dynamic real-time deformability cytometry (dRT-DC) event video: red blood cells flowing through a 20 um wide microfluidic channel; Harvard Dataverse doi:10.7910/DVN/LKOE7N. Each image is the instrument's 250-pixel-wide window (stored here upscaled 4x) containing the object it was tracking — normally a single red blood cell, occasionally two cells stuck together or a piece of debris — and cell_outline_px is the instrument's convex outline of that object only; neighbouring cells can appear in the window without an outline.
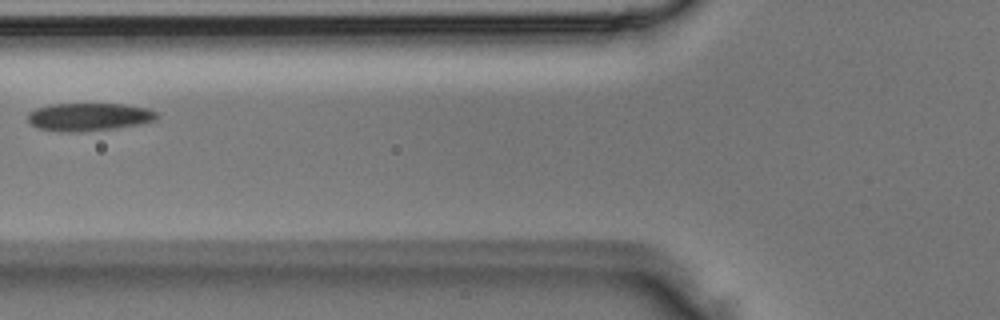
{"species": "Egyptian fruit bat (a non-hibernating species)", "species_latin": "Rousettus aegyptiacus", "temperature_condition": "room temperature", "stored_images_in_passage": 2, "camera_frame_rate_fps": 3000, "um_per_image_px": 0.085, "animal": {"sex": "male"}, "frame": {"image": 1, "passage_image": 2, "time_ms": 0.333, "image_size_px": [1000, 320], "cell_outline_px": [[160, 116], [156, 120], [140, 124], [116, 128], [76, 132], [60, 132], [36, 128], [28, 120], [28, 112], [36, 108], [52, 104], [124, 104], [148, 108], [156, 112]], "centroid_in_image_um": [7.57, 9.94], "position_along_channel_um": 118.2, "area_um2": 21.15}}